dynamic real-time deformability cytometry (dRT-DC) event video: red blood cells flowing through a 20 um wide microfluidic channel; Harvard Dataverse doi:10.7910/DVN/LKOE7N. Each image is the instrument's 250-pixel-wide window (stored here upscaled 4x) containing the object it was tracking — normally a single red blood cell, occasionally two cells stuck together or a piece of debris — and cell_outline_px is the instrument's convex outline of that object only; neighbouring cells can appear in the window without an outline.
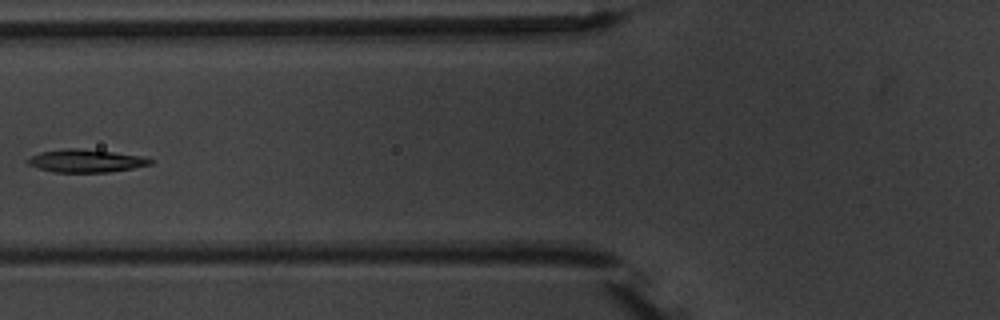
{"species": "common noctule bat (a hibernating species)", "species_latin": "Nyctalus noctula", "temperature_condition": "warm", "stored_images_in_passage": 7, "camera_frame_rate_fps": 3000, "um_per_image_px": 0.085, "animal": {"sex": "male", "body_mass_g": 20.1, "forearm_length_mm": 53.5}, "frame": {"image": 1, "passage_image": 6, "time_ms": 7.0, "image_size_px": [1000, 320], "cell_outline_px": [[152, 164], [132, 168], [108, 172], [56, 172], [40, 168], [28, 164], [28, 160], [32, 156], [40, 152], [64, 148], [76, 148], [112, 152], [140, 156], [152, 160]], "centroid_in_image_um": [7.29, 13.67], "position_along_channel_um": 118.5, "area_um2": 15.95}}
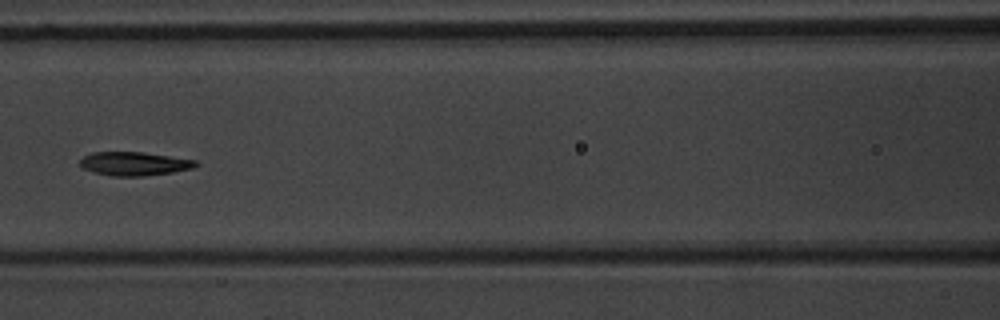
{"frame": {"image": 2, "passage_image": 7, "time_ms": 8.0, "image_size_px": [1000, 320], "cell_outline_px": [[200, 164], [192, 168], [172, 172], [144, 176], [112, 176], [92, 172], [80, 168], [80, 160], [84, 156], [92, 152], [144, 152], [196, 160]], "centroid_in_image_um": [11.39, 13.91], "position_along_channel_um": 155.2, "area_um2": 16.07}}